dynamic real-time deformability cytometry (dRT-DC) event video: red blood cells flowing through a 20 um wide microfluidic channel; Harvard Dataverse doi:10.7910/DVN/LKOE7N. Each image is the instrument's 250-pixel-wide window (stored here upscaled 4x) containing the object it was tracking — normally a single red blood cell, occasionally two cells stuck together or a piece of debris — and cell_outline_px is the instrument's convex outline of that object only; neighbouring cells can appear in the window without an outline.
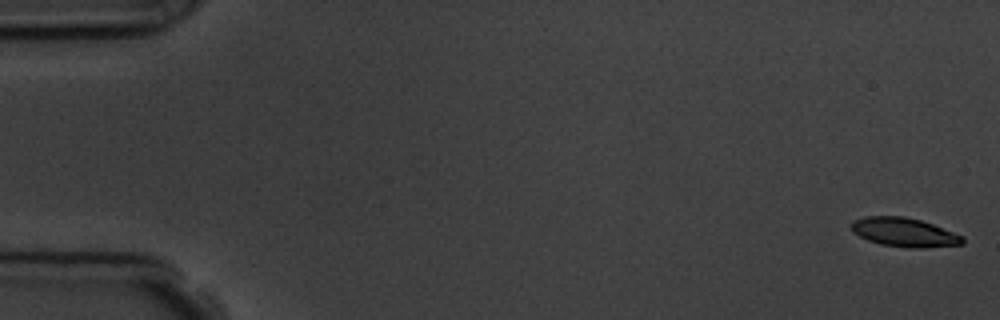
{"species": "common noctule bat (a hibernating species)", "species_latin": "Nyctalus noctula", "temperature_condition": "room temperature", "stored_images_in_passage": 6, "camera_frame_rate_fps": 3000, "um_per_image_px": 0.085, "animal": {"sex": "male", "body_mass_g": 19.5, "forearm_length_mm": 54.6}, "frame": {"image": 1, "passage_image": 1, "time_ms": 0.0, "image_size_px": [1000, 320], "cell_outline_px": [[964, 244], [924, 248], [908, 248], [880, 244], [868, 240], [852, 232], [852, 220], [864, 216], [904, 216], [920, 220], [932, 224], [964, 236]], "centroid_in_image_um": [76.86, 19.75], "position_along_channel_um": 8.1, "area_um2": 18.84}}
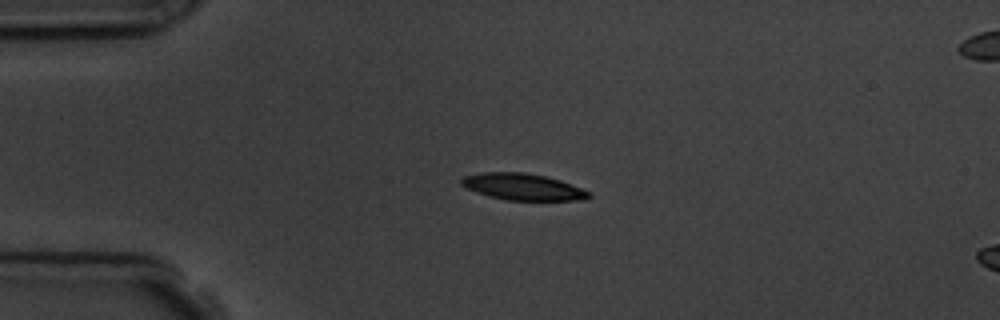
{"frame": {"image": 2, "passage_image": 4, "time_ms": 4.0, "image_size_px": [1000, 320], "cell_outline_px": [[592, 196], [576, 200], [508, 200], [476, 192], [460, 184], [460, 180], [464, 176], [480, 172], [524, 172], [544, 176], [560, 180], [580, 188], [588, 192]], "centroid_in_image_um": [44.39, 15.86], "position_along_channel_um": 40.6, "area_um2": 19.36}}